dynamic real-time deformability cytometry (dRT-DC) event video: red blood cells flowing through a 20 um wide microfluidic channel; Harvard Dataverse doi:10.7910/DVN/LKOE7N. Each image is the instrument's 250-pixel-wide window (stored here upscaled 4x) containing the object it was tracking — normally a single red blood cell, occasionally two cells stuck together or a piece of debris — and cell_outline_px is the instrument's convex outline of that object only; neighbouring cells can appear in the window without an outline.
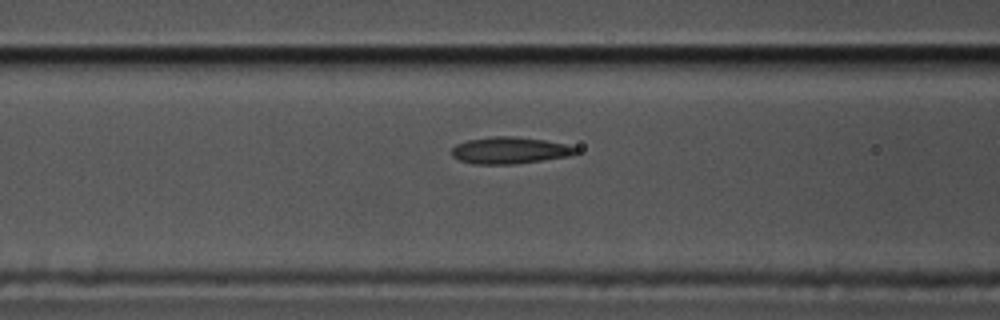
{"species": "common noctule bat (a hibernating species)", "species_latin": "Nyctalus noctula", "temperature_condition": "cold", "stored_images_in_passage": 43, "camera_frame_rate_fps": 3000, "um_per_image_px": 0.085, "animal": {"sex": "male", "body_mass_g": 17.5, "forearm_length_mm": 52.3}, "frame": {"image": 1, "passage_image": 8, "time_ms": 2.333, "image_size_px": [1000, 320], "cell_outline_px": [[580, 152], [568, 156], [516, 164], [472, 164], [460, 160], [452, 156], [452, 148], [456, 144], [468, 140], [492, 136], [512, 136], [544, 140], [564, 144], [580, 148]], "centroid_in_image_um": [43.33, 12.78], "position_along_channel_um": 123.3, "area_um2": 19.36}}
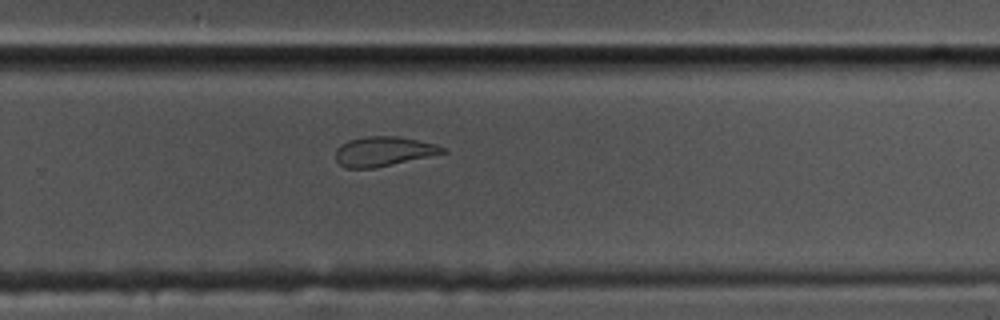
{"frame": {"image": 2, "passage_image": 23, "time_ms": 7.333, "image_size_px": [1000, 320], "cell_outline_px": [[448, 152], [376, 168], [344, 168], [336, 160], [336, 148], [340, 144], [348, 140], [368, 136], [396, 136], [436, 144], [448, 148]], "centroid_in_image_um": [32.6, 12.87], "position_along_channel_um": 297.2, "area_um2": 18.55}}
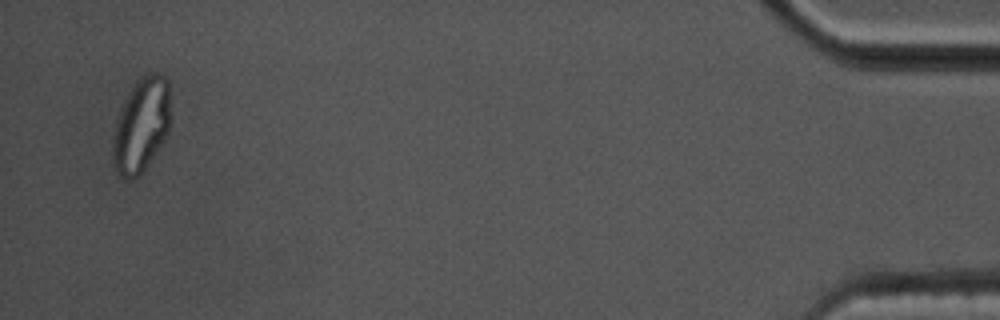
{"frame": {"image": 3, "passage_image": 41, "time_ms": 13.333, "image_size_px": [1000, 320], "cell_outline_px": [[168, 132], [140, 176], [132, 180], [124, 180], [116, 172], [112, 164], [112, 144], [116, 124], [120, 108], [124, 100], [136, 80], [152, 72], [156, 72], [164, 76], [168, 80]], "centroid_in_image_um": [11.96, 10.68], "position_along_channel_um": 423.2, "area_um2": 31.44}, "authors_computed_cell_mechanics": {"area_um2": 20.1144, "velocity_mm_per_s": 3.4858, "shape_relaxation_time_tau1_ms": null, "shape_relaxation_time_tau2_ms": 3.3465, "deformation_change_tau1": null, "deformation_change_tau2": 0.0899}}